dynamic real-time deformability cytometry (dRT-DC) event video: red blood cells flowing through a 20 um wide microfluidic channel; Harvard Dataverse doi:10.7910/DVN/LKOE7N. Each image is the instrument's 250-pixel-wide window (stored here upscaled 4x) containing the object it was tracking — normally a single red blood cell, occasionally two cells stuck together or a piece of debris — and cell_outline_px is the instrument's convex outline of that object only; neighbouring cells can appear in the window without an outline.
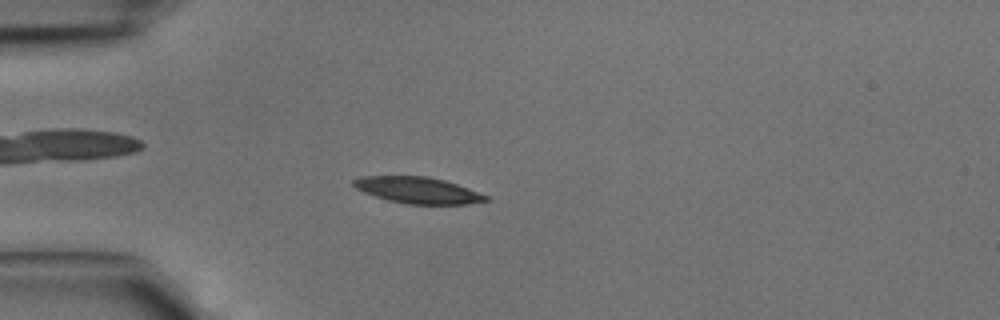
{"species": "common noctule bat (a hibernating species)", "species_latin": "Nyctalus noctula", "temperature_condition": "cold", "stored_images_in_passage": 2, "camera_frame_rate_fps": 3000, "um_per_image_px": 0.085, "animal": {"sex": "male", "body_mass_g": 15.6}, "frame": {"image": 1, "passage_image": 2, "time_ms": 0.333, "image_size_px": [1000, 320], "cell_outline_px": [[492, 200], [468, 204], [404, 204], [388, 200], [364, 192], [356, 188], [352, 184], [352, 180], [360, 176], [428, 176], [444, 180], [468, 188], [488, 196]], "centroid_in_image_um": [35.52, 16.17], "position_along_channel_um": 49.5, "area_um2": 20.35}}